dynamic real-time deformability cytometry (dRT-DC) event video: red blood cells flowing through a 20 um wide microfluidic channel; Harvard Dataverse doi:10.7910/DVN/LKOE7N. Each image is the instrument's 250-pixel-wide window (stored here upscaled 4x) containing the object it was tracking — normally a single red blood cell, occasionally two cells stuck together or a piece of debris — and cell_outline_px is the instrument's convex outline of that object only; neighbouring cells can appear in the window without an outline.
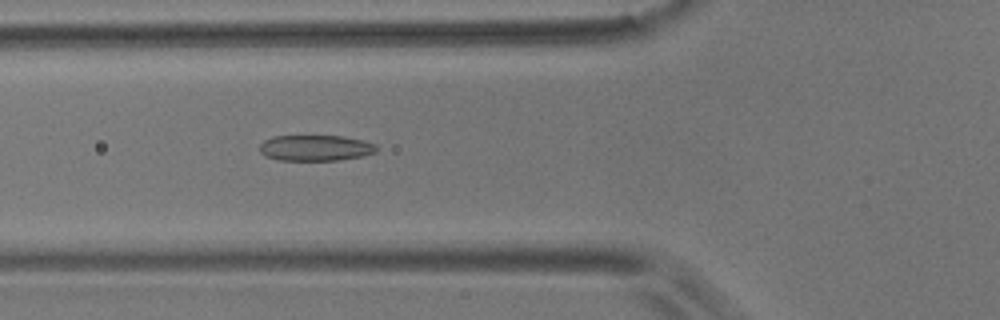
{"species": "common noctule bat (a hibernating species)", "species_latin": "Nyctalus noctula", "temperature_condition": "room temperature", "stored_images_in_passage": 4, "camera_frame_rate_fps": 3000, "um_per_image_px": 0.085, "animal": {"sex": "male", "body_mass_g": 17.9}, "frame": {"image": 1, "passage_image": 4, "time_ms": 1.0, "image_size_px": [1000, 320], "cell_outline_px": [[376, 152], [364, 156], [336, 160], [276, 160], [264, 156], [260, 152], [260, 144], [264, 140], [272, 136], [344, 136], [364, 140], [376, 144]], "centroid_in_image_um": [26.81, 12.57], "position_along_channel_um": 99.0, "area_um2": 17.74}}